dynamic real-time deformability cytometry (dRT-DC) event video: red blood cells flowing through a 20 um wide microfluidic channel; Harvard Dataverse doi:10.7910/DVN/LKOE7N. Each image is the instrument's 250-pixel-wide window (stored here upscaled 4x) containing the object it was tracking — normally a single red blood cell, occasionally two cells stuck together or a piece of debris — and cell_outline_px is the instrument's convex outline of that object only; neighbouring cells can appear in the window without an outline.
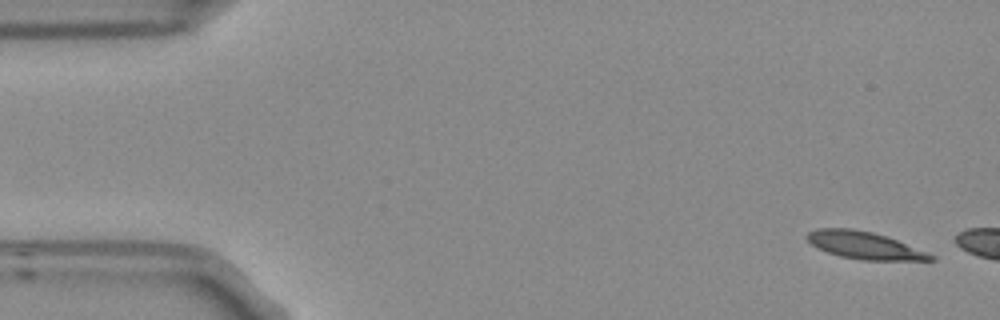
{"species": "Egyptian fruit bat (a non-hibernating species)", "species_latin": "Rousettus aegyptiacus", "temperature_condition": "room temperature", "stored_images_in_passage": 3, "camera_frame_rate_fps": 3000, "um_per_image_px": 0.085, "frame": {"image": 1, "passage_image": 1, "time_ms": 0.0, "image_size_px": [1000, 320], "cell_outline_px": [[936, 260], [864, 260], [840, 256], [828, 252], [812, 244], [804, 236], [808, 232], [816, 228], [852, 228], [872, 232], [896, 240], [936, 256]], "centroid_in_image_um": [73.45, 20.84], "position_along_channel_um": 11.6, "area_um2": 19.36}}